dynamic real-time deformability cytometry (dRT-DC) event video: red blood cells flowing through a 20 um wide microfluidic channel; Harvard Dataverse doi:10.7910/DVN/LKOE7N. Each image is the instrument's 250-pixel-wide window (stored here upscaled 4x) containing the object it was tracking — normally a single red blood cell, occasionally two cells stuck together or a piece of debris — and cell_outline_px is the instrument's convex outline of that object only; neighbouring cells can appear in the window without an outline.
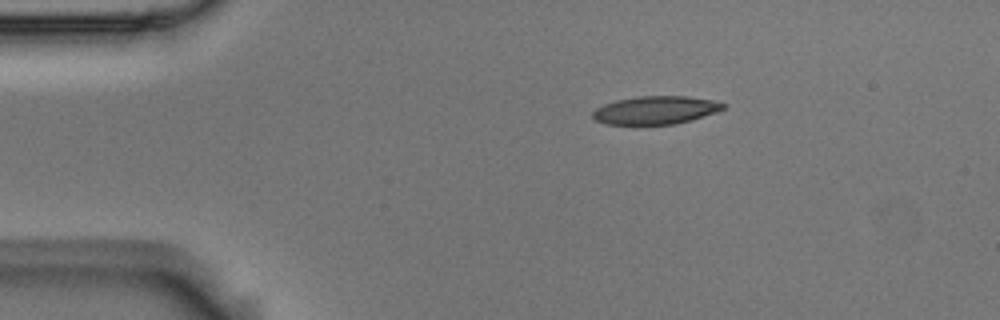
{"species": "Egyptian fruit bat (a non-hibernating species)", "species_latin": "Rousettus aegyptiacus", "temperature_condition": "room temperature", "stored_images_in_passage": 4, "camera_frame_rate_fps": 3000, "um_per_image_px": 0.085, "animal": {"sex": "male"}, "frame": {"image": 1, "passage_image": 1, "time_ms": 0.0, "image_size_px": [1000, 320], "cell_outline_px": [[728, 104], [724, 108], [716, 112], [692, 120], [676, 124], [604, 124], [596, 120], [592, 116], [592, 112], [596, 108], [604, 104], [616, 100], [636, 96], [688, 96], [712, 100]], "centroid_in_image_um": [55.73, 9.36], "position_along_channel_um": 29.3, "area_um2": 21.44}}
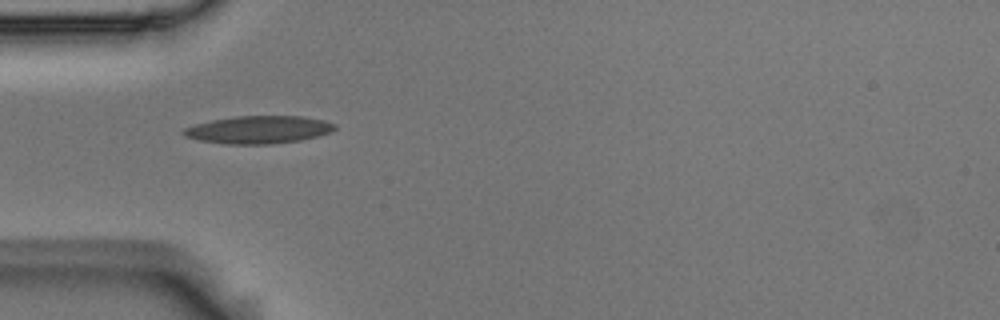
{"frame": {"image": 2, "passage_image": 3, "time_ms": 0.667, "image_size_px": [1000, 320], "cell_outline_px": [[336, 128], [328, 132], [316, 136], [300, 140], [268, 144], [224, 144], [200, 140], [184, 136], [180, 132], [184, 128], [196, 124], [212, 120], [236, 116], [300, 116], [324, 120], [336, 124]], "centroid_in_image_um": [21.94, 11.02], "position_along_channel_um": 63.1, "area_um2": 24.22}}
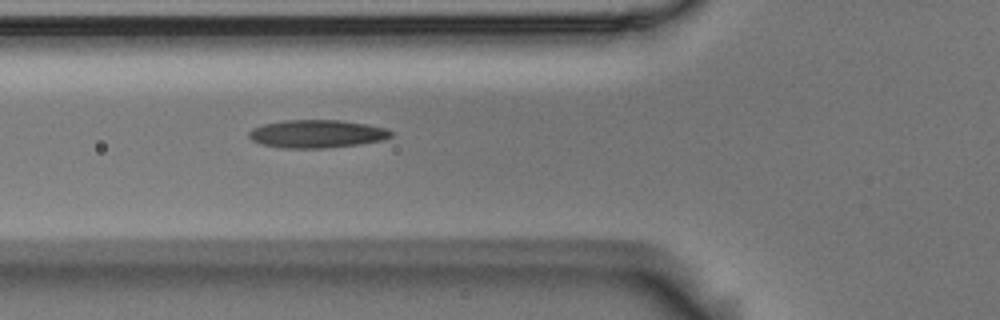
{"frame": {"image": 3, "passage_image": 4, "time_ms": 1.0, "image_size_px": [1000, 320], "cell_outline_px": [[392, 136], [384, 140], [360, 144], [324, 148], [284, 148], [260, 144], [252, 140], [248, 136], [248, 132], [252, 128], [264, 124], [284, 120], [340, 120], [364, 124], [384, 128], [392, 132]], "centroid_in_image_um": [26.9, 11.38], "position_along_channel_um": 98.9, "area_um2": 23.12}}